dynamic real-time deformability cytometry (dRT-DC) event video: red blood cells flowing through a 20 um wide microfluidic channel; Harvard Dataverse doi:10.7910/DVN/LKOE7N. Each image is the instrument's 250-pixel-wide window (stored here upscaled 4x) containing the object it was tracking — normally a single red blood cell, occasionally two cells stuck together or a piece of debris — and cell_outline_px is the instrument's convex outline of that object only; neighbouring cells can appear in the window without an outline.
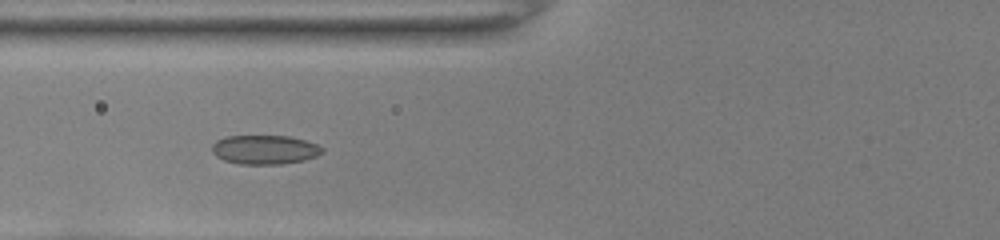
{"species": "common noctule bat (a hibernating species)", "species_latin": "Nyctalus noctula", "temperature_condition": "room temperature", "stored_images_in_passage": 9, "camera_frame_rate_fps": 3000, "um_per_image_px": 0.085, "animal": {"sex": "female", "body_mass_g": 22.0, "forearm_length_mm": 56.7}, "frame": {"image": 1, "passage_image": 6, "time_ms": 1.667, "image_size_px": [1000, 240], "cell_outline_px": [[324, 152], [316, 156], [304, 160], [280, 164], [240, 164], [224, 160], [216, 156], [212, 152], [212, 144], [216, 140], [224, 136], [288, 136], [304, 140], [316, 144], [324, 148]], "centroid_in_image_um": [22.48, 12.72], "position_along_channel_um": 103.3, "area_um2": 18.73}}